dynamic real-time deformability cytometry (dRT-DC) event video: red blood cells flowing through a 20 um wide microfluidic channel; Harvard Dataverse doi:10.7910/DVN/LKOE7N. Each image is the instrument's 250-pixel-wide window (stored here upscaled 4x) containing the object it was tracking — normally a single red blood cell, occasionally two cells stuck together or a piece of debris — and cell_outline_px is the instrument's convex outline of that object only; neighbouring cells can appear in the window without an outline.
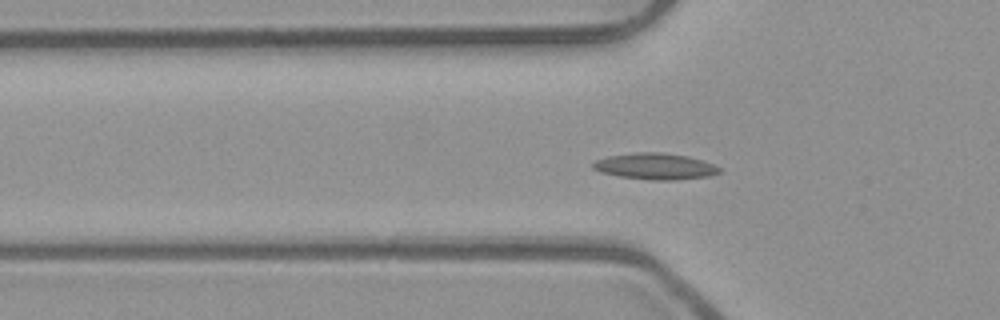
{"species": "common noctule bat (a hibernating species)", "species_latin": "Nyctalus noctula", "temperature_condition": "room temperature", "stored_images_in_passage": 55, "camera_frame_rate_fps": 3000, "um_per_image_px": 0.085, "animal": {"sex": "male", "body_mass_g": 23.1, "forearm_length_mm": 52.7}, "frame": {"image": 1, "passage_image": 19, "time_ms": 6.0, "image_size_px": [1000, 320], "cell_outline_px": [[720, 172], [708, 176], [676, 180], [652, 180], [620, 176], [600, 172], [592, 168], [592, 164], [596, 160], [608, 156], [636, 152], [660, 152], [688, 156], [712, 164], [720, 168]], "centroid_in_image_um": [55.66, 14.13], "position_along_channel_um": 70.1, "area_um2": 19.19}}
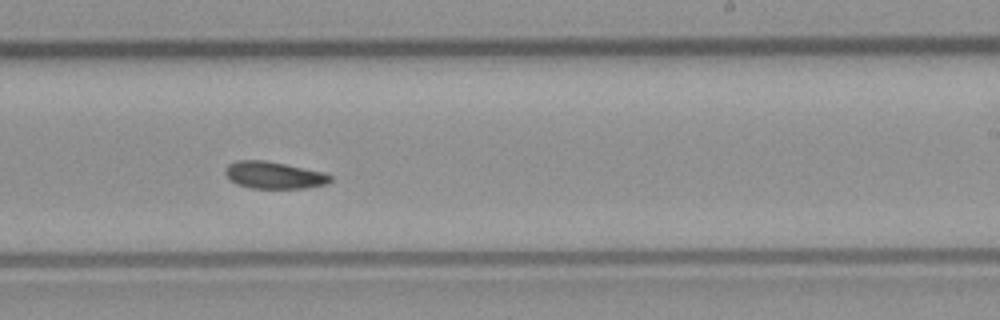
{"frame": {"image": 2, "passage_image": 34, "time_ms": 11.0, "image_size_px": [1000, 320], "cell_outline_px": [[332, 180], [328, 184], [304, 188], [252, 188], [236, 184], [224, 172], [228, 164], [236, 160], [264, 160], [324, 172], [332, 176]], "centroid_in_image_um": [23.3, 14.89], "position_along_channel_um": 265.7, "area_um2": 16.47}}
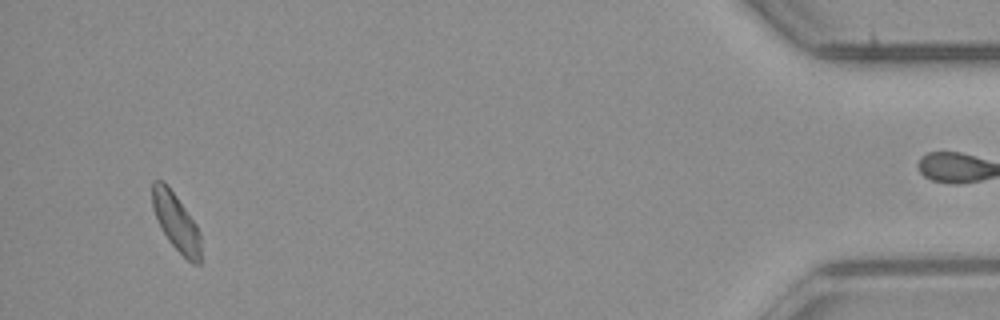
{"frame": {"image": 3, "passage_image": 52, "time_ms": 17.0, "image_size_px": [1000, 320], "cell_outline_px": [[200, 264], [192, 264], [168, 240], [152, 208], [152, 180], [164, 180], [168, 184], [196, 224], [200, 232]], "centroid_in_image_um": [14.96, 18.83], "position_along_channel_um": 420.2, "area_um2": 16.13}, "authors_computed_cell_mechanics": {"area_um2": 16.762, "velocity_mm_per_s": 3.9085, "shape_relaxation_time_tau1_ms": null, "shape_relaxation_time_tau2_ms": 4.6897, "deformation_change_tau1": null, "deformation_change_tau2": 0.0803}}